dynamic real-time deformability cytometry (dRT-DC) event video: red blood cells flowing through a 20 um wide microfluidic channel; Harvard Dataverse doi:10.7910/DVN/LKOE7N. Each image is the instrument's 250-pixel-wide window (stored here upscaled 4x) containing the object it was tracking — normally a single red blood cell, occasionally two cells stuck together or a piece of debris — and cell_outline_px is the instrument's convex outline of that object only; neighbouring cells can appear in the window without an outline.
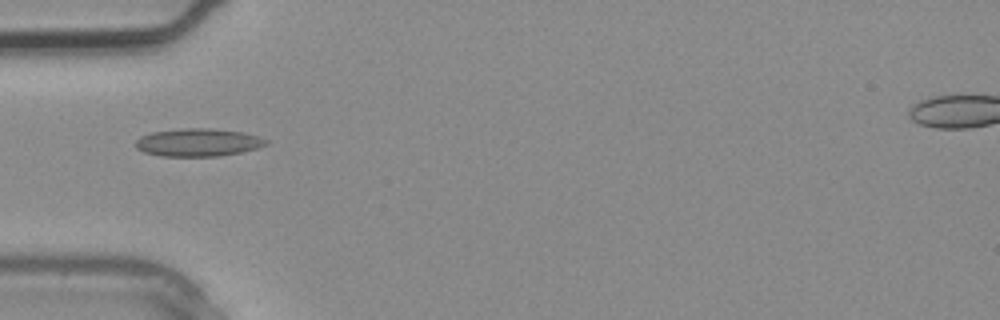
{"species": "common noctule bat (a hibernating species)", "species_latin": "Nyctalus noctula", "temperature_condition": "warm", "stored_images_in_passage": 2, "camera_frame_rate_fps": 3000, "um_per_image_px": 0.085, "animal": {"sex": "male", "body_mass_g": 20.4}, "frame": {"image": 1, "passage_image": 2, "time_ms": 0.333, "image_size_px": [1000, 320], "cell_outline_px": [[272, 140], [268, 144], [256, 148], [240, 152], [220, 156], [160, 156], [144, 152], [136, 148], [136, 140], [140, 136], [152, 132], [184, 128], [212, 128], [244, 132], [260, 136]], "centroid_in_image_um": [16.88, 12.1], "position_along_channel_um": 68.1, "area_um2": 21.39}}